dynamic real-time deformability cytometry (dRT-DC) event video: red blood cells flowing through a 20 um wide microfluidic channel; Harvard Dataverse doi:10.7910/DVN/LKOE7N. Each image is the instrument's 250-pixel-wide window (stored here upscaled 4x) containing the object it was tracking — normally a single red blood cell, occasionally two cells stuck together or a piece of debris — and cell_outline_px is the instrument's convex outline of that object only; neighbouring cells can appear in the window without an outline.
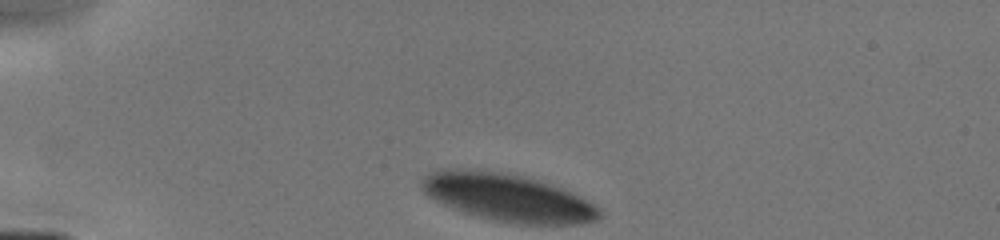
{"species": "human", "species_latin": "Homo sapiens", "temperature_condition": "cold", "stored_images_in_passage": 8, "camera_frame_rate_fps": 3000, "um_per_image_px": 0.085, "donor": {"sex": "male"}, "frame": {"image": 1, "passage_image": 1, "time_ms": 0.0, "image_size_px": [1000, 240], "cell_outline_px": [[600, 216], [596, 220], [580, 224], [516, 224], [492, 220], [476, 216], [452, 208], [428, 196], [420, 188], [420, 184], [428, 172], [444, 168], [460, 168], [500, 172], [524, 176], [560, 188], [580, 196], [600, 208]], "centroid_in_image_um": [43.11, 16.79], "position_along_channel_um": 41.9, "area_um2": 49.19}}
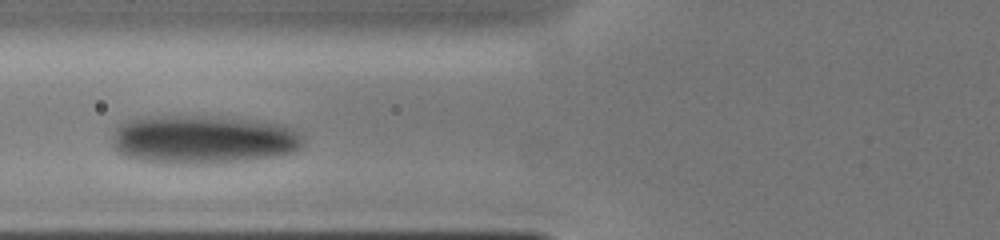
{"frame": {"image": 2, "passage_image": 6, "time_ms": 2.667, "image_size_px": [1000, 240], "cell_outline_px": [[304, 144], [296, 152], [272, 156], [244, 160], [208, 164], [168, 164], [140, 160], [124, 156], [112, 144], [116, 128], [120, 124], [128, 120], [148, 116], [224, 116], [288, 124], [300, 136]], "centroid_in_image_um": [17.28, 11.85], "position_along_channel_um": 108.5, "area_um2": 54.62}}